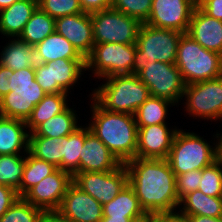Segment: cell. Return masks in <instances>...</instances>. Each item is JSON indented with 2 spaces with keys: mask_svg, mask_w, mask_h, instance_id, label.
I'll use <instances>...</instances> for the list:
<instances>
[{
  "mask_svg": "<svg viewBox=\"0 0 222 222\" xmlns=\"http://www.w3.org/2000/svg\"><path fill=\"white\" fill-rule=\"evenodd\" d=\"M121 165L102 141L86 127L85 141L80 154V172L112 171Z\"/></svg>",
  "mask_w": 222,
  "mask_h": 222,
  "instance_id": "19",
  "label": "cell"
},
{
  "mask_svg": "<svg viewBox=\"0 0 222 222\" xmlns=\"http://www.w3.org/2000/svg\"><path fill=\"white\" fill-rule=\"evenodd\" d=\"M140 218L141 217H123V218L103 217L100 222H133L134 220Z\"/></svg>",
  "mask_w": 222,
  "mask_h": 222,
  "instance_id": "48",
  "label": "cell"
},
{
  "mask_svg": "<svg viewBox=\"0 0 222 222\" xmlns=\"http://www.w3.org/2000/svg\"><path fill=\"white\" fill-rule=\"evenodd\" d=\"M170 104L174 103L163 98L150 96L134 113L137 126L166 124L165 118Z\"/></svg>",
  "mask_w": 222,
  "mask_h": 222,
  "instance_id": "32",
  "label": "cell"
},
{
  "mask_svg": "<svg viewBox=\"0 0 222 222\" xmlns=\"http://www.w3.org/2000/svg\"><path fill=\"white\" fill-rule=\"evenodd\" d=\"M54 31L55 19L38 7L25 24L19 39L29 45L35 46Z\"/></svg>",
  "mask_w": 222,
  "mask_h": 222,
  "instance_id": "30",
  "label": "cell"
},
{
  "mask_svg": "<svg viewBox=\"0 0 222 222\" xmlns=\"http://www.w3.org/2000/svg\"><path fill=\"white\" fill-rule=\"evenodd\" d=\"M26 127V121L0 116V155L19 154L22 148L28 152Z\"/></svg>",
  "mask_w": 222,
  "mask_h": 222,
  "instance_id": "22",
  "label": "cell"
},
{
  "mask_svg": "<svg viewBox=\"0 0 222 222\" xmlns=\"http://www.w3.org/2000/svg\"><path fill=\"white\" fill-rule=\"evenodd\" d=\"M124 165L144 212H174L180 207L176 175L166 159L134 158Z\"/></svg>",
  "mask_w": 222,
  "mask_h": 222,
  "instance_id": "1",
  "label": "cell"
},
{
  "mask_svg": "<svg viewBox=\"0 0 222 222\" xmlns=\"http://www.w3.org/2000/svg\"><path fill=\"white\" fill-rule=\"evenodd\" d=\"M83 12L93 13L111 8L112 0H79Z\"/></svg>",
  "mask_w": 222,
  "mask_h": 222,
  "instance_id": "42",
  "label": "cell"
},
{
  "mask_svg": "<svg viewBox=\"0 0 222 222\" xmlns=\"http://www.w3.org/2000/svg\"><path fill=\"white\" fill-rule=\"evenodd\" d=\"M144 213L133 188L129 184L114 199L103 205V217H142Z\"/></svg>",
  "mask_w": 222,
  "mask_h": 222,
  "instance_id": "25",
  "label": "cell"
},
{
  "mask_svg": "<svg viewBox=\"0 0 222 222\" xmlns=\"http://www.w3.org/2000/svg\"><path fill=\"white\" fill-rule=\"evenodd\" d=\"M73 183L104 205L114 199L128 184L127 168L122 164L118 169L105 172H78L72 177Z\"/></svg>",
  "mask_w": 222,
  "mask_h": 222,
  "instance_id": "12",
  "label": "cell"
},
{
  "mask_svg": "<svg viewBox=\"0 0 222 222\" xmlns=\"http://www.w3.org/2000/svg\"><path fill=\"white\" fill-rule=\"evenodd\" d=\"M44 211L19 197L0 217V222H42Z\"/></svg>",
  "mask_w": 222,
  "mask_h": 222,
  "instance_id": "35",
  "label": "cell"
},
{
  "mask_svg": "<svg viewBox=\"0 0 222 222\" xmlns=\"http://www.w3.org/2000/svg\"><path fill=\"white\" fill-rule=\"evenodd\" d=\"M55 31L65 37L84 59L91 54L94 38L90 13L83 12L55 19Z\"/></svg>",
  "mask_w": 222,
  "mask_h": 222,
  "instance_id": "17",
  "label": "cell"
},
{
  "mask_svg": "<svg viewBox=\"0 0 222 222\" xmlns=\"http://www.w3.org/2000/svg\"><path fill=\"white\" fill-rule=\"evenodd\" d=\"M34 47L39 63H50L61 58L84 59L72 44L56 31Z\"/></svg>",
  "mask_w": 222,
  "mask_h": 222,
  "instance_id": "23",
  "label": "cell"
},
{
  "mask_svg": "<svg viewBox=\"0 0 222 222\" xmlns=\"http://www.w3.org/2000/svg\"><path fill=\"white\" fill-rule=\"evenodd\" d=\"M25 158L19 154L0 155V185L14 189L21 197Z\"/></svg>",
  "mask_w": 222,
  "mask_h": 222,
  "instance_id": "33",
  "label": "cell"
},
{
  "mask_svg": "<svg viewBox=\"0 0 222 222\" xmlns=\"http://www.w3.org/2000/svg\"><path fill=\"white\" fill-rule=\"evenodd\" d=\"M72 176L57 168L40 183L29 189L22 198L44 212H56L72 183Z\"/></svg>",
  "mask_w": 222,
  "mask_h": 222,
  "instance_id": "15",
  "label": "cell"
},
{
  "mask_svg": "<svg viewBox=\"0 0 222 222\" xmlns=\"http://www.w3.org/2000/svg\"><path fill=\"white\" fill-rule=\"evenodd\" d=\"M220 134H217L216 137L220 138L218 139L219 142L217 143L218 145V159L222 162V134L220 137H218Z\"/></svg>",
  "mask_w": 222,
  "mask_h": 222,
  "instance_id": "50",
  "label": "cell"
},
{
  "mask_svg": "<svg viewBox=\"0 0 222 222\" xmlns=\"http://www.w3.org/2000/svg\"><path fill=\"white\" fill-rule=\"evenodd\" d=\"M144 222H165V212H145Z\"/></svg>",
  "mask_w": 222,
  "mask_h": 222,
  "instance_id": "45",
  "label": "cell"
},
{
  "mask_svg": "<svg viewBox=\"0 0 222 222\" xmlns=\"http://www.w3.org/2000/svg\"><path fill=\"white\" fill-rule=\"evenodd\" d=\"M84 141L85 128L81 126L73 133L61 138L62 171L68 172L72 177L80 172V154Z\"/></svg>",
  "mask_w": 222,
  "mask_h": 222,
  "instance_id": "29",
  "label": "cell"
},
{
  "mask_svg": "<svg viewBox=\"0 0 222 222\" xmlns=\"http://www.w3.org/2000/svg\"><path fill=\"white\" fill-rule=\"evenodd\" d=\"M183 97L187 98L189 115L211 120L222 118V76L186 85Z\"/></svg>",
  "mask_w": 222,
  "mask_h": 222,
  "instance_id": "13",
  "label": "cell"
},
{
  "mask_svg": "<svg viewBox=\"0 0 222 222\" xmlns=\"http://www.w3.org/2000/svg\"><path fill=\"white\" fill-rule=\"evenodd\" d=\"M17 0H0V10L11 6Z\"/></svg>",
  "mask_w": 222,
  "mask_h": 222,
  "instance_id": "49",
  "label": "cell"
},
{
  "mask_svg": "<svg viewBox=\"0 0 222 222\" xmlns=\"http://www.w3.org/2000/svg\"><path fill=\"white\" fill-rule=\"evenodd\" d=\"M133 222H144V215L140 219L134 220Z\"/></svg>",
  "mask_w": 222,
  "mask_h": 222,
  "instance_id": "51",
  "label": "cell"
},
{
  "mask_svg": "<svg viewBox=\"0 0 222 222\" xmlns=\"http://www.w3.org/2000/svg\"><path fill=\"white\" fill-rule=\"evenodd\" d=\"M42 222H72L62 218L57 212H45Z\"/></svg>",
  "mask_w": 222,
  "mask_h": 222,
  "instance_id": "47",
  "label": "cell"
},
{
  "mask_svg": "<svg viewBox=\"0 0 222 222\" xmlns=\"http://www.w3.org/2000/svg\"><path fill=\"white\" fill-rule=\"evenodd\" d=\"M222 162L217 159L201 170L199 190L205 195L222 197ZM221 167V168H220Z\"/></svg>",
  "mask_w": 222,
  "mask_h": 222,
  "instance_id": "36",
  "label": "cell"
},
{
  "mask_svg": "<svg viewBox=\"0 0 222 222\" xmlns=\"http://www.w3.org/2000/svg\"><path fill=\"white\" fill-rule=\"evenodd\" d=\"M135 54L136 44H94L91 54L85 59L86 69L95 68L94 75L99 78L131 75Z\"/></svg>",
  "mask_w": 222,
  "mask_h": 222,
  "instance_id": "8",
  "label": "cell"
},
{
  "mask_svg": "<svg viewBox=\"0 0 222 222\" xmlns=\"http://www.w3.org/2000/svg\"><path fill=\"white\" fill-rule=\"evenodd\" d=\"M177 131L166 124L138 127L136 158L166 159Z\"/></svg>",
  "mask_w": 222,
  "mask_h": 222,
  "instance_id": "18",
  "label": "cell"
},
{
  "mask_svg": "<svg viewBox=\"0 0 222 222\" xmlns=\"http://www.w3.org/2000/svg\"><path fill=\"white\" fill-rule=\"evenodd\" d=\"M74 111L69 106L60 114L37 126L29 136H40L49 138H63L73 133L77 128V119Z\"/></svg>",
  "mask_w": 222,
  "mask_h": 222,
  "instance_id": "26",
  "label": "cell"
},
{
  "mask_svg": "<svg viewBox=\"0 0 222 222\" xmlns=\"http://www.w3.org/2000/svg\"><path fill=\"white\" fill-rule=\"evenodd\" d=\"M197 5L210 17L222 21V0H200Z\"/></svg>",
  "mask_w": 222,
  "mask_h": 222,
  "instance_id": "41",
  "label": "cell"
},
{
  "mask_svg": "<svg viewBox=\"0 0 222 222\" xmlns=\"http://www.w3.org/2000/svg\"><path fill=\"white\" fill-rule=\"evenodd\" d=\"M66 97L67 93L47 94L33 108L31 116L26 121L27 128L32 132L42 122L63 112L68 107Z\"/></svg>",
  "mask_w": 222,
  "mask_h": 222,
  "instance_id": "28",
  "label": "cell"
},
{
  "mask_svg": "<svg viewBox=\"0 0 222 222\" xmlns=\"http://www.w3.org/2000/svg\"><path fill=\"white\" fill-rule=\"evenodd\" d=\"M196 6L195 0H153L145 24L186 33Z\"/></svg>",
  "mask_w": 222,
  "mask_h": 222,
  "instance_id": "14",
  "label": "cell"
},
{
  "mask_svg": "<svg viewBox=\"0 0 222 222\" xmlns=\"http://www.w3.org/2000/svg\"><path fill=\"white\" fill-rule=\"evenodd\" d=\"M13 70L0 65V99L10 92L9 78Z\"/></svg>",
  "mask_w": 222,
  "mask_h": 222,
  "instance_id": "43",
  "label": "cell"
},
{
  "mask_svg": "<svg viewBox=\"0 0 222 222\" xmlns=\"http://www.w3.org/2000/svg\"><path fill=\"white\" fill-rule=\"evenodd\" d=\"M165 222H190L186 215L176 212H165Z\"/></svg>",
  "mask_w": 222,
  "mask_h": 222,
  "instance_id": "44",
  "label": "cell"
},
{
  "mask_svg": "<svg viewBox=\"0 0 222 222\" xmlns=\"http://www.w3.org/2000/svg\"><path fill=\"white\" fill-rule=\"evenodd\" d=\"M190 222H222V217H209L203 215H186Z\"/></svg>",
  "mask_w": 222,
  "mask_h": 222,
  "instance_id": "46",
  "label": "cell"
},
{
  "mask_svg": "<svg viewBox=\"0 0 222 222\" xmlns=\"http://www.w3.org/2000/svg\"><path fill=\"white\" fill-rule=\"evenodd\" d=\"M153 0H112L111 8L137 19L141 24L147 22Z\"/></svg>",
  "mask_w": 222,
  "mask_h": 222,
  "instance_id": "37",
  "label": "cell"
},
{
  "mask_svg": "<svg viewBox=\"0 0 222 222\" xmlns=\"http://www.w3.org/2000/svg\"><path fill=\"white\" fill-rule=\"evenodd\" d=\"M186 34L203 48L222 55V21L210 17L198 5L193 11Z\"/></svg>",
  "mask_w": 222,
  "mask_h": 222,
  "instance_id": "20",
  "label": "cell"
},
{
  "mask_svg": "<svg viewBox=\"0 0 222 222\" xmlns=\"http://www.w3.org/2000/svg\"><path fill=\"white\" fill-rule=\"evenodd\" d=\"M137 76L148 87L150 96L172 103H178L182 99L186 84L175 64L155 61L144 66Z\"/></svg>",
  "mask_w": 222,
  "mask_h": 222,
  "instance_id": "10",
  "label": "cell"
},
{
  "mask_svg": "<svg viewBox=\"0 0 222 222\" xmlns=\"http://www.w3.org/2000/svg\"><path fill=\"white\" fill-rule=\"evenodd\" d=\"M218 159V145L214 148L195 133L178 130L166 158L175 175L202 170Z\"/></svg>",
  "mask_w": 222,
  "mask_h": 222,
  "instance_id": "7",
  "label": "cell"
},
{
  "mask_svg": "<svg viewBox=\"0 0 222 222\" xmlns=\"http://www.w3.org/2000/svg\"><path fill=\"white\" fill-rule=\"evenodd\" d=\"M38 7L54 19L83 13L79 0H38Z\"/></svg>",
  "mask_w": 222,
  "mask_h": 222,
  "instance_id": "38",
  "label": "cell"
},
{
  "mask_svg": "<svg viewBox=\"0 0 222 222\" xmlns=\"http://www.w3.org/2000/svg\"><path fill=\"white\" fill-rule=\"evenodd\" d=\"M7 45L1 52L0 65L16 71L35 67L39 63L33 45H29L19 38L12 39Z\"/></svg>",
  "mask_w": 222,
  "mask_h": 222,
  "instance_id": "24",
  "label": "cell"
},
{
  "mask_svg": "<svg viewBox=\"0 0 222 222\" xmlns=\"http://www.w3.org/2000/svg\"><path fill=\"white\" fill-rule=\"evenodd\" d=\"M37 8L38 0H17L11 6L0 10V32L19 38Z\"/></svg>",
  "mask_w": 222,
  "mask_h": 222,
  "instance_id": "21",
  "label": "cell"
},
{
  "mask_svg": "<svg viewBox=\"0 0 222 222\" xmlns=\"http://www.w3.org/2000/svg\"><path fill=\"white\" fill-rule=\"evenodd\" d=\"M19 198L17 192L11 187L0 185V217Z\"/></svg>",
  "mask_w": 222,
  "mask_h": 222,
  "instance_id": "40",
  "label": "cell"
},
{
  "mask_svg": "<svg viewBox=\"0 0 222 222\" xmlns=\"http://www.w3.org/2000/svg\"><path fill=\"white\" fill-rule=\"evenodd\" d=\"M183 215H203L209 217H222V197L205 195L199 189L186 195L181 201Z\"/></svg>",
  "mask_w": 222,
  "mask_h": 222,
  "instance_id": "27",
  "label": "cell"
},
{
  "mask_svg": "<svg viewBox=\"0 0 222 222\" xmlns=\"http://www.w3.org/2000/svg\"><path fill=\"white\" fill-rule=\"evenodd\" d=\"M202 179L201 170H194L184 174L176 175V191L179 202L188 194L199 189Z\"/></svg>",
  "mask_w": 222,
  "mask_h": 222,
  "instance_id": "39",
  "label": "cell"
},
{
  "mask_svg": "<svg viewBox=\"0 0 222 222\" xmlns=\"http://www.w3.org/2000/svg\"><path fill=\"white\" fill-rule=\"evenodd\" d=\"M27 154L28 156L25 157V168L21 181V197L57 169L53 164L37 159L29 152H27Z\"/></svg>",
  "mask_w": 222,
  "mask_h": 222,
  "instance_id": "34",
  "label": "cell"
},
{
  "mask_svg": "<svg viewBox=\"0 0 222 222\" xmlns=\"http://www.w3.org/2000/svg\"><path fill=\"white\" fill-rule=\"evenodd\" d=\"M175 65L186 85L222 76V55L203 48L186 33L180 37Z\"/></svg>",
  "mask_w": 222,
  "mask_h": 222,
  "instance_id": "4",
  "label": "cell"
},
{
  "mask_svg": "<svg viewBox=\"0 0 222 222\" xmlns=\"http://www.w3.org/2000/svg\"><path fill=\"white\" fill-rule=\"evenodd\" d=\"M94 44H135L141 23L113 8L91 13Z\"/></svg>",
  "mask_w": 222,
  "mask_h": 222,
  "instance_id": "9",
  "label": "cell"
},
{
  "mask_svg": "<svg viewBox=\"0 0 222 222\" xmlns=\"http://www.w3.org/2000/svg\"><path fill=\"white\" fill-rule=\"evenodd\" d=\"M92 99L90 131L122 164L136 158L138 126L134 115L108 111Z\"/></svg>",
  "mask_w": 222,
  "mask_h": 222,
  "instance_id": "2",
  "label": "cell"
},
{
  "mask_svg": "<svg viewBox=\"0 0 222 222\" xmlns=\"http://www.w3.org/2000/svg\"><path fill=\"white\" fill-rule=\"evenodd\" d=\"M105 80L91 96L108 111L134 115L150 97L148 87L137 75H114Z\"/></svg>",
  "mask_w": 222,
  "mask_h": 222,
  "instance_id": "3",
  "label": "cell"
},
{
  "mask_svg": "<svg viewBox=\"0 0 222 222\" xmlns=\"http://www.w3.org/2000/svg\"><path fill=\"white\" fill-rule=\"evenodd\" d=\"M183 33L171 29L155 28L141 24L136 41L133 74L155 61L175 64L178 44Z\"/></svg>",
  "mask_w": 222,
  "mask_h": 222,
  "instance_id": "5",
  "label": "cell"
},
{
  "mask_svg": "<svg viewBox=\"0 0 222 222\" xmlns=\"http://www.w3.org/2000/svg\"><path fill=\"white\" fill-rule=\"evenodd\" d=\"M10 92L0 99V116L27 121L33 108L47 93L35 80V68L13 71L9 78Z\"/></svg>",
  "mask_w": 222,
  "mask_h": 222,
  "instance_id": "6",
  "label": "cell"
},
{
  "mask_svg": "<svg viewBox=\"0 0 222 222\" xmlns=\"http://www.w3.org/2000/svg\"><path fill=\"white\" fill-rule=\"evenodd\" d=\"M56 212L72 222H100L103 205L72 182Z\"/></svg>",
  "mask_w": 222,
  "mask_h": 222,
  "instance_id": "16",
  "label": "cell"
},
{
  "mask_svg": "<svg viewBox=\"0 0 222 222\" xmlns=\"http://www.w3.org/2000/svg\"><path fill=\"white\" fill-rule=\"evenodd\" d=\"M35 80L47 94L68 93L80 75L86 71L85 59H57L50 63H38Z\"/></svg>",
  "mask_w": 222,
  "mask_h": 222,
  "instance_id": "11",
  "label": "cell"
},
{
  "mask_svg": "<svg viewBox=\"0 0 222 222\" xmlns=\"http://www.w3.org/2000/svg\"><path fill=\"white\" fill-rule=\"evenodd\" d=\"M60 138L29 136L28 152L62 170V145Z\"/></svg>",
  "mask_w": 222,
  "mask_h": 222,
  "instance_id": "31",
  "label": "cell"
}]
</instances>
